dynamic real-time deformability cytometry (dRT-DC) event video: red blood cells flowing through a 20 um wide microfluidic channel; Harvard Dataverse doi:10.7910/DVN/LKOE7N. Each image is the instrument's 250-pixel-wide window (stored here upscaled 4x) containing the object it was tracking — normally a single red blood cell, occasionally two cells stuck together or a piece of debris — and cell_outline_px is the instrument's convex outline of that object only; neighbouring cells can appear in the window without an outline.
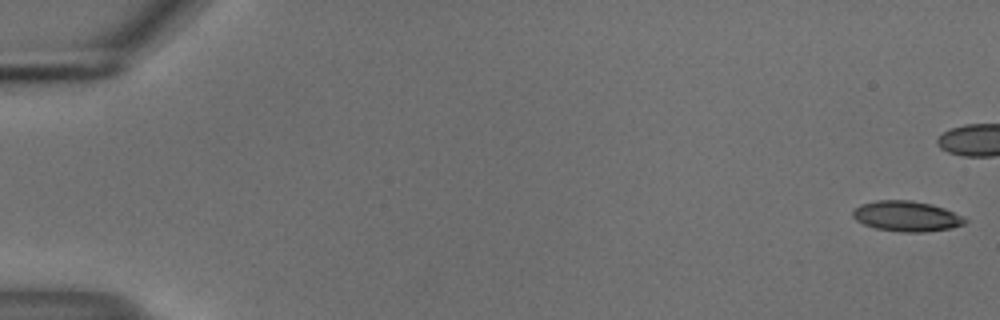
{"species": "common noctule bat (a hibernating species)", "species_latin": "Nyctalus noctula", "temperature_condition": "cold", "stored_images_in_passage": 44, "camera_frame_rate_fps": 3000, "um_per_image_px": 0.085, "animal": {"sex": "male", "body_mass_g": 18.8}, "frame": {"image": 1, "passage_image": 1, "time_ms": 0.0, "image_size_px": [1000, 320], "cell_outline_px": [[968, 220], [964, 224], [952, 228], [924, 232], [900, 232], [876, 228], [864, 224], [856, 220], [852, 216], [852, 212], [860, 204], [876, 200], [912, 200], [932, 204], [944, 208], [964, 216]], "centroid_in_image_um": [77.08, 18.37], "position_along_channel_um": 7.9, "area_um2": 20.0}}
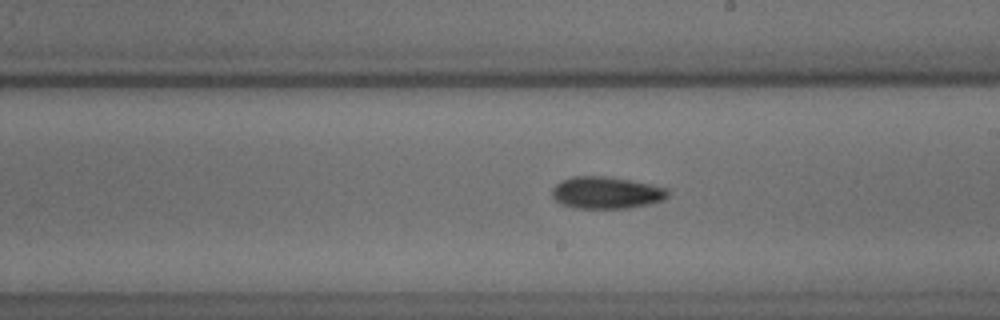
{"frame": {"image": 2, "passage_image": 32, "time_ms": 10.333, "image_size_px": [1000, 320], "cell_outline_px": [[668, 196], [664, 200], [648, 204], [628, 208], [572, 208], [560, 204], [552, 196], [552, 188], [560, 180], [572, 176], [608, 176], [632, 180], [668, 188]], "centroid_in_image_um": [51.52, 16.37], "position_along_channel_um": 237.5, "area_um2": 21.85}}
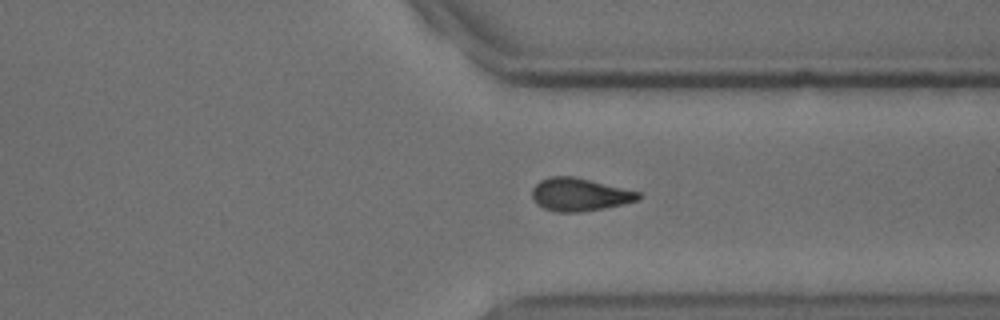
{"frame": {"image": 3, "passage_image": 42, "time_ms": 13.667, "image_size_px": [1000, 320], "cell_outline_px": [[640, 200], [604, 208], [580, 212], [556, 212], [544, 208], [536, 204], [532, 196], [532, 188], [540, 180], [548, 176], [572, 176], [640, 192]], "centroid_in_image_um": [49.23, 16.54], "position_along_channel_um": 362.2, "area_um2": 20.29}}